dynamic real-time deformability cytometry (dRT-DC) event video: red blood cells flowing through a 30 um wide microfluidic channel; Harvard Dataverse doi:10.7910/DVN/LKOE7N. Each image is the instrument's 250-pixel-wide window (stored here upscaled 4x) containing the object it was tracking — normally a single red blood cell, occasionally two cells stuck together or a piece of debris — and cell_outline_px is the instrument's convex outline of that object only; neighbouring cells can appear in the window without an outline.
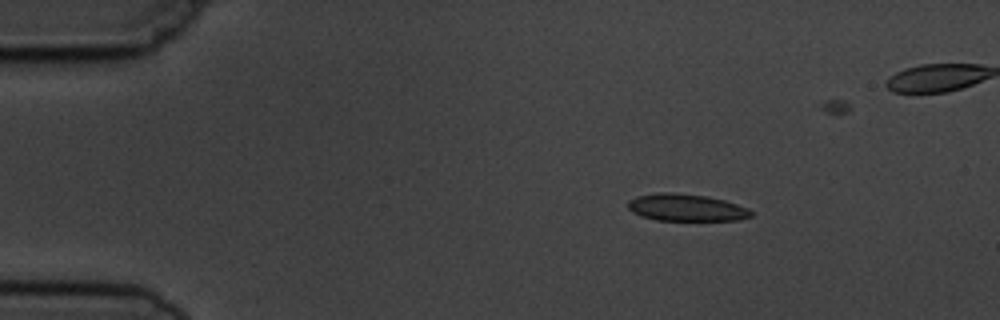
{"species": "common noctule bat (a hibernating species)", "species_latin": "Nyctalus noctula", "temperature_condition": "cold", "stored_images_in_passage": 3, "camera_frame_rate_fps": 3000, "um_per_image_px": 0.085, "animal": {"sex": "male", "body_mass_g": 19.5, "forearm_length_mm": 54.6}, "frame": {"image": 1, "passage_image": 1, "time_ms": 0.0, "image_size_px": [1000, 320], "cell_outline_px": [[752, 216], [740, 220], [656, 220], [640, 216], [632, 212], [628, 208], [628, 200], [636, 196], [656, 192], [676, 192], [704, 196], [724, 200], [748, 208], [752, 212]], "centroid_in_image_um": [58.29, 17.64], "position_along_channel_um": 26.7, "area_um2": 19.54}}